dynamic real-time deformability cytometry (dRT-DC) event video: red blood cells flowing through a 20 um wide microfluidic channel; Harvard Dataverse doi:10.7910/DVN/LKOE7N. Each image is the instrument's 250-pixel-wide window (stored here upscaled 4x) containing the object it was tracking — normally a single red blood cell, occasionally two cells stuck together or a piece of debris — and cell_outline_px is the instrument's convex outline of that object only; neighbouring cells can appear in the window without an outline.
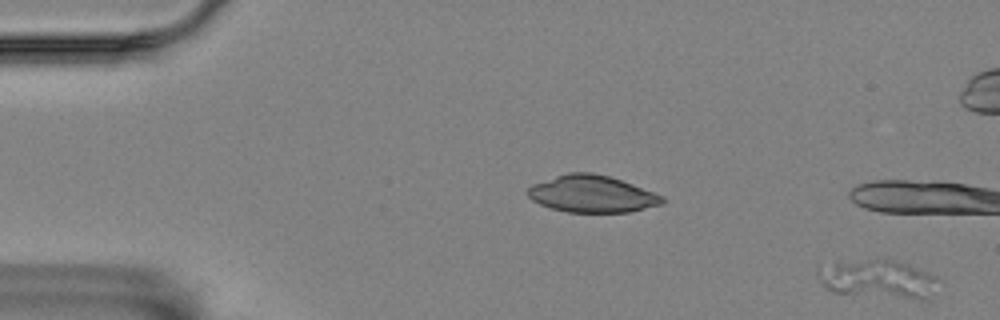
{"species": "Egyptian fruit bat (a non-hibernating species)", "species_latin": "Rousettus aegyptiacus", "temperature_condition": "room temperature", "stored_images_in_passage": 18, "camera_frame_rate_fps": 3000, "um_per_image_px": 0.085, "animal": {"sex": "female"}, "frame": {"image": 1, "passage_image": 1, "time_ms": 0.0, "image_size_px": [1000, 320], "cell_outline_px": [[940, 280], [928, 300], [920, 300], [832, 292], [816, 276], [816, 264], [872, 260], [892, 260], [904, 264], [936, 276]], "centroid_in_image_um": [74.6, 23.74], "position_along_channel_um": 10.4, "area_um2": 26.76}}